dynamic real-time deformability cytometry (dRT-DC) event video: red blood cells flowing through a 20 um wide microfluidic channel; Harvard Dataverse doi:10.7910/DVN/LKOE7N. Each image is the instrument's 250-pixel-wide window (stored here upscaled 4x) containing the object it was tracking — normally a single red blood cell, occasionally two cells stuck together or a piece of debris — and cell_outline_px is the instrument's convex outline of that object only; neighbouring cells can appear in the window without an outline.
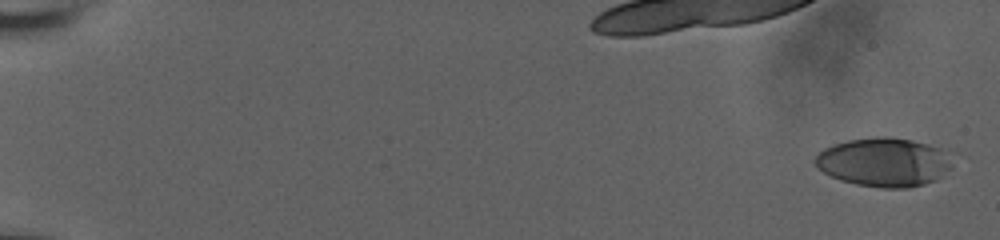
{"species": "human", "species_latin": "Homo sapiens", "temperature_condition": "room temperature", "stored_images_in_passage": 17, "camera_frame_rate_fps": 3000, "um_per_image_px": 0.085, "donor": {"sex": "male"}, "frame": {"image": 1, "passage_image": 1, "time_ms": 0.0, "image_size_px": [1000, 240], "cell_outline_px": [[956, 152], [952, 168], [936, 180], [924, 184], [908, 188], [880, 188], [856, 184], [840, 180], [824, 172], [812, 160], [824, 148], [832, 144], [848, 140], [872, 136], [888, 136], [912, 140], [928, 144]], "centroid_in_image_um": [75.24, 13.77], "position_along_channel_um": 9.8, "area_um2": 39.94}}